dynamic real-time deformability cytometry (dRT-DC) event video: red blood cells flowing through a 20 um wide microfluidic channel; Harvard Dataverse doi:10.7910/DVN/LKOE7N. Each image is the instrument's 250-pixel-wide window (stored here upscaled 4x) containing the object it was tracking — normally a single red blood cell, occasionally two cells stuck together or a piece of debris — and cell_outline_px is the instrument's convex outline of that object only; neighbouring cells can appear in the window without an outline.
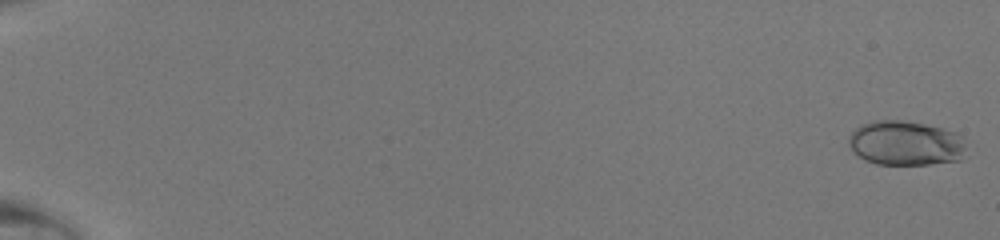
{"species": "human", "species_latin": "Homo sapiens", "temperature_condition": "room temperature", "stored_images_in_passage": 50, "segment_of_instrument_passage": [1, 2], "camera_frame_rate_fps": 3000, "um_per_image_px": 0.085, "donor": {"sex": "male"}, "frame": {"image": 1, "passage_image": 1, "time_ms": 0.0, "image_size_px": [1000, 240], "cell_outline_px": [[964, 160], [928, 164], [876, 164], [864, 160], [852, 152], [848, 144], [848, 136], [860, 124], [872, 120], [900, 120], [924, 124], [956, 132], [964, 136]], "centroid_in_image_um": [76.96, 12.17], "position_along_channel_um": 8.0, "area_um2": 30.98}}
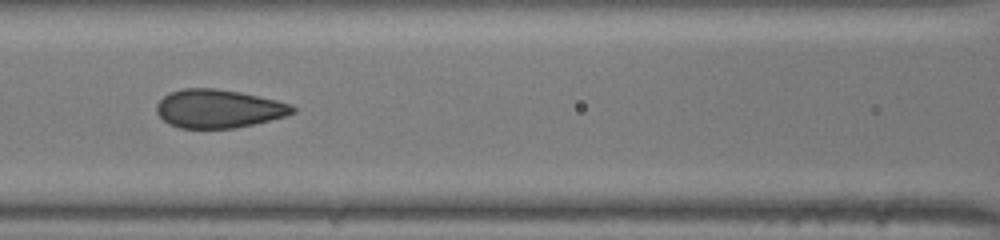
{"frame": {"image": 2, "passage_image": 25, "time_ms": 8.0, "image_size_px": [1000, 240], "cell_outline_px": [[296, 112], [284, 116], [236, 128], [180, 128], [168, 124], [156, 112], [156, 104], [164, 96], [172, 92], [184, 88], [216, 88], [240, 92], [276, 100], [292, 104], [296, 108]], "centroid_in_image_um": [18.57, 9.24], "position_along_channel_um": 148.0, "area_um2": 30.35}}
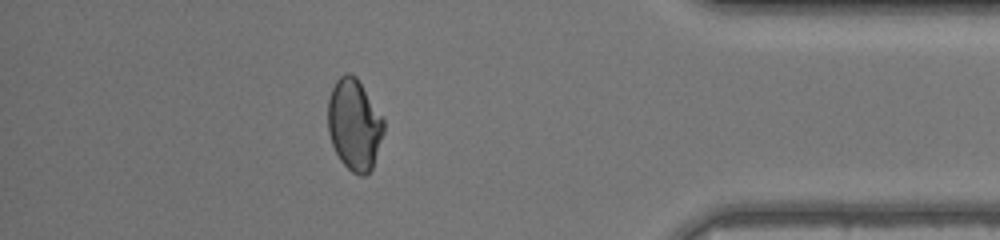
{"frame": {"image": 3, "passage_image": 44, "time_ms": 14.333, "image_size_px": [1000, 240], "cell_outline_px": [[384, 132], [372, 168], [364, 176], [360, 176], [352, 172], [340, 160], [332, 144], [328, 132], [328, 96], [336, 80], [344, 72], [348, 72], [356, 76], [384, 120]], "centroid_in_image_um": [30.1, 10.58], "position_along_channel_um": 405.1, "area_um2": 29.59}}